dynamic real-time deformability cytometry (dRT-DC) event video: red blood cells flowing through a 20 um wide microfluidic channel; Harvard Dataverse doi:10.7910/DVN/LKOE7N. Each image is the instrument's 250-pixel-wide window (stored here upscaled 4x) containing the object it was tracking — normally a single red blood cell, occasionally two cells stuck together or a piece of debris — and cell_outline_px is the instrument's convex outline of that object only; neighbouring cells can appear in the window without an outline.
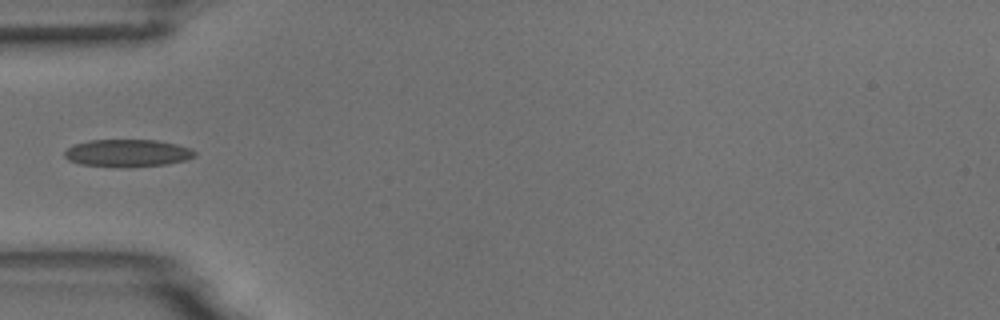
{"species": "common noctule bat (a hibernating species)", "species_latin": "Nyctalus noctula", "temperature_condition": "room temperature", "stored_images_in_passage": 37, "camera_frame_rate_fps": 3000, "um_per_image_px": 0.085, "animal": {"sex": "male", "body_mass_g": 18.8}, "frame": {"image": 1, "passage_image": 1, "time_ms": 0.0, "image_size_px": [1000, 320], "cell_outline_px": [[196, 156], [184, 160], [168, 164], [116, 168], [80, 164], [68, 160], [64, 156], [64, 152], [72, 144], [88, 140], [156, 140], [176, 144], [192, 148], [196, 152]], "centroid_in_image_um": [10.81, 13.02], "position_along_channel_um": 74.2, "area_um2": 21.1}}
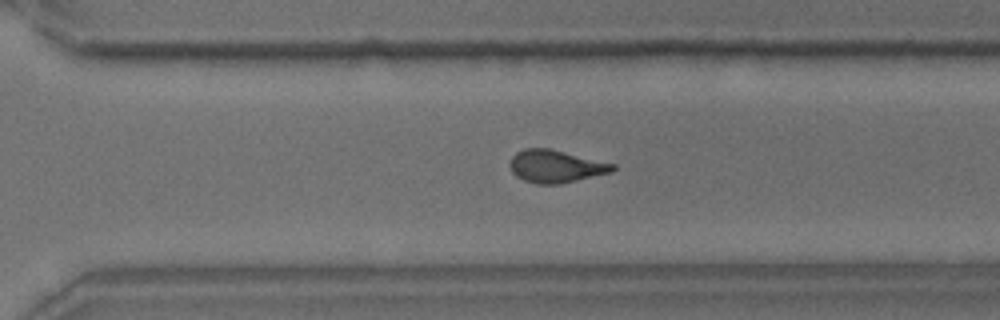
{"frame": {"image": 2, "passage_image": 21, "time_ms": 6.667, "image_size_px": [1000, 320], "cell_outline_px": [[616, 168], [612, 172], [576, 180], [556, 184], [536, 184], [524, 180], [516, 176], [512, 172], [508, 164], [512, 156], [516, 152], [524, 148], [548, 148], [616, 164]], "centroid_in_image_um": [47.21, 14.13], "position_along_channel_um": 323.4, "area_um2": 19.48}}
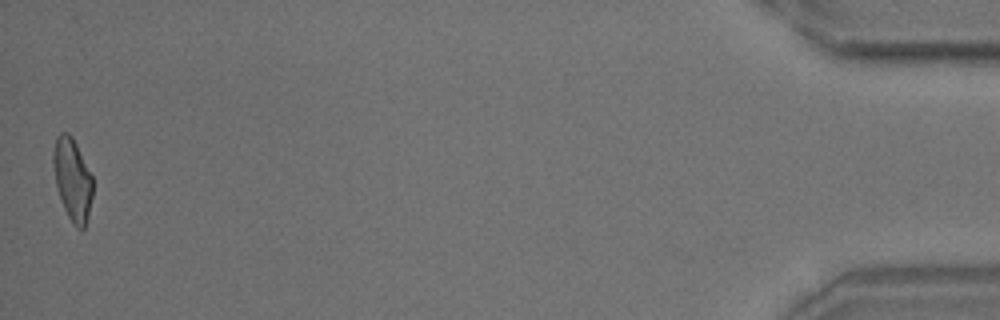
{"frame": {"image": 3, "passage_image": 37, "time_ms": 12.0, "image_size_px": [1000, 320], "cell_outline_px": [[92, 196], [88, 216], [84, 228], [80, 232], [72, 224], [64, 208], [56, 184], [52, 164], [52, 152], [56, 136], [60, 132], [68, 132], [72, 136], [92, 176]], "centroid_in_image_um": [6.14, 15.25], "position_along_channel_um": 429.1, "area_um2": 18.96}}